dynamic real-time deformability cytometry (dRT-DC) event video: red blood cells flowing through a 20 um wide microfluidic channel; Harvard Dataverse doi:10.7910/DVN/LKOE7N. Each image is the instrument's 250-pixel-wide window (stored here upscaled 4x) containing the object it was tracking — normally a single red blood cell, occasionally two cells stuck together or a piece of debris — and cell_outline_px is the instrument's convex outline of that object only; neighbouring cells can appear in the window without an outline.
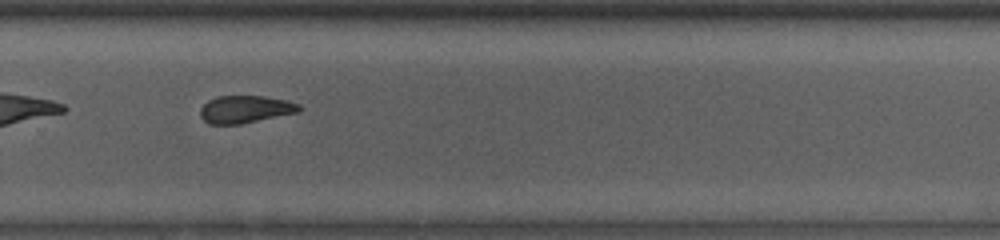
{"species": "common noctule bat (a hibernating species)", "species_latin": "Nyctalus noctula", "temperature_condition": "room temperature", "stored_images_in_passage": 36, "camera_frame_rate_fps": 3000, "um_per_image_px": 0.085, "animal": {"sex": "male", "body_mass_g": 13.0, "forearm_length_mm": 53.1}, "frame": {"image": 1, "passage_image": 21, "time_ms": 6.667, "image_size_px": [1000, 240], "cell_outline_px": [[304, 108], [300, 112], [240, 124], [208, 124], [200, 116], [200, 108], [208, 100], [216, 96], [264, 96], [284, 100], [300, 104]], "centroid_in_image_um": [20.86, 9.29], "position_along_channel_um": 308.9, "area_um2": 15.95}, "authors_computed_cell_mechanics": {"area_um2": 16.9932, "velocity_mm_per_s": 3.8891, "shape_relaxation_time_tau1_ms": 2.5865, "shape_relaxation_time_tau2_ms": 2.0112, "deformation_change_tau1": 0.0949, "deformation_change_tau2": 0.101}}